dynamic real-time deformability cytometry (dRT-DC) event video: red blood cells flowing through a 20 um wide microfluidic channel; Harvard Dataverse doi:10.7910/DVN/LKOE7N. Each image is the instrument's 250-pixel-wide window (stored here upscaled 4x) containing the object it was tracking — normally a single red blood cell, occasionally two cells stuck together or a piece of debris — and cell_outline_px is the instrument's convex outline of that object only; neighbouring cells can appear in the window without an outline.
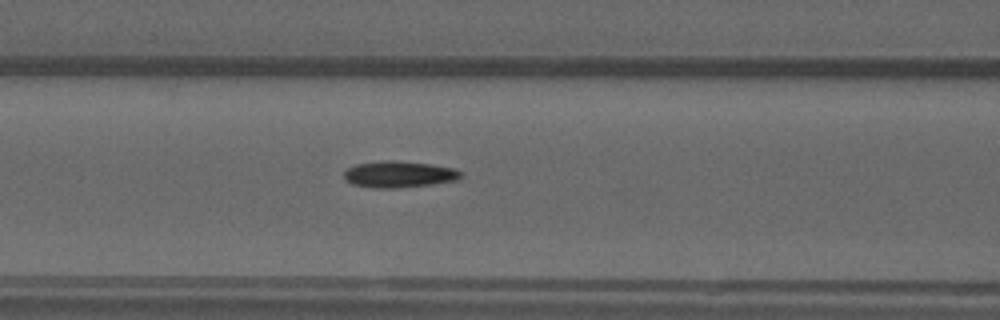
{"species": "common noctule bat (a hibernating species)", "species_latin": "Nyctalus noctula", "temperature_condition": "warm", "stored_images_in_passage": 48, "camera_frame_rate_fps": 3000, "um_per_image_px": 0.085, "animal": {"sex": "male", "forearm_length_mm": 52.5}, "frame": {"image": 1, "passage_image": 16, "time_ms": 5.0, "image_size_px": [1000, 320], "cell_outline_px": [[464, 176], [460, 180], [432, 184], [396, 188], [372, 188], [352, 184], [344, 180], [344, 172], [348, 168], [356, 164], [384, 160], [392, 160], [432, 164], [456, 168]], "centroid_in_image_um": [33.94, 14.82], "position_along_channel_um": 132.7, "area_um2": 18.26}}
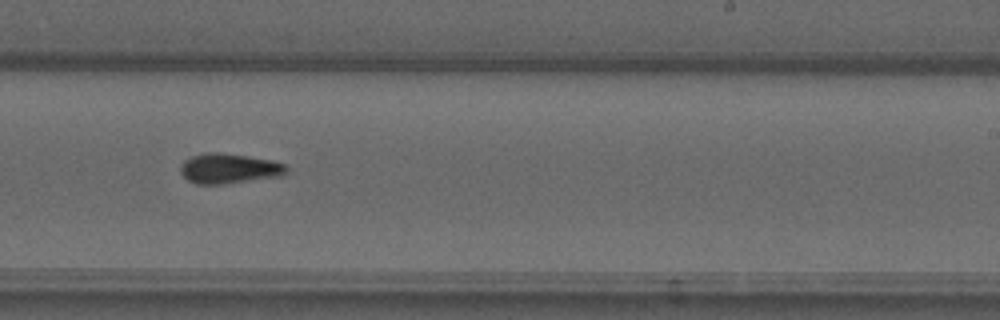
{"frame": {"image": 2, "passage_image": 27, "time_ms": 8.667, "image_size_px": [1000, 320], "cell_outline_px": [[288, 172], [284, 176], [224, 184], [196, 184], [188, 180], [180, 172], [180, 164], [184, 160], [192, 156], [208, 152], [220, 152], [248, 156], [272, 160], [284, 164], [288, 168]], "centroid_in_image_um": [19.49, 14.33], "position_along_channel_um": 269.5, "area_um2": 18.79}}
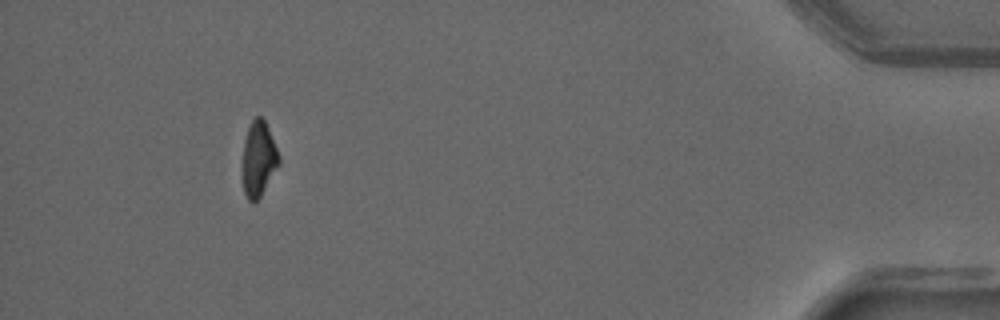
{"frame": {"image": 3, "passage_image": 44, "time_ms": 14.333, "image_size_px": [1000, 320], "cell_outline_px": [[280, 164], [260, 196], [252, 204], [248, 200], [244, 192], [244, 140], [248, 128], [252, 120], [256, 116], [260, 116], [264, 120], [280, 156]], "centroid_in_image_um": [22.0, 13.51], "position_along_channel_um": 413.2, "area_um2": 15.49}}